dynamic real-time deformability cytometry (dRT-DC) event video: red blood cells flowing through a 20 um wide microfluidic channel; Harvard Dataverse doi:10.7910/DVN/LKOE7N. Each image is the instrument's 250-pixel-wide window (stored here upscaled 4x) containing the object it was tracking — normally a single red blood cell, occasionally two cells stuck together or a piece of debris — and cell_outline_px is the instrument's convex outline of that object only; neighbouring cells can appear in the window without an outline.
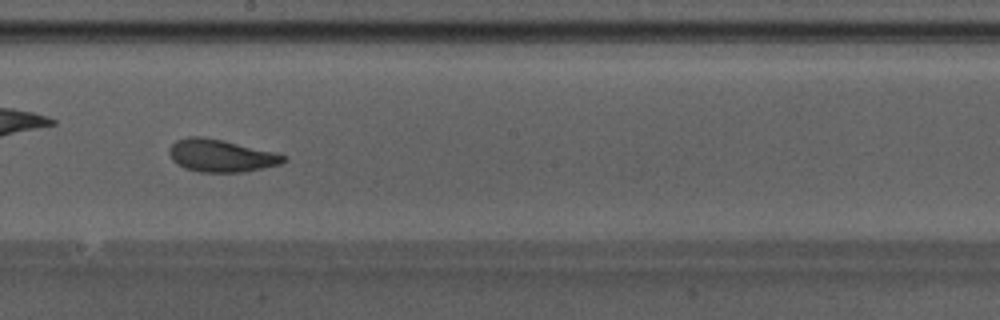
{"species": "Egyptian fruit bat (a non-hibernating species)", "species_latin": "Rousettus aegyptiacus", "temperature_condition": "warm", "stored_images_in_passage": 38, "camera_frame_rate_fps": 3000, "um_per_image_px": 0.085, "animal": {"sex": "male"}, "frame": {"image": 1, "passage_image": 17, "time_ms": 5.333, "image_size_px": [1000, 320], "cell_outline_px": [[288, 160], [280, 164], [244, 172], [200, 172], [184, 168], [176, 164], [172, 160], [168, 152], [168, 148], [176, 140], [188, 136], [200, 136], [224, 140], [276, 152], [288, 156]], "centroid_in_image_um": [18.78, 13.22], "position_along_channel_um": 229.4, "area_um2": 21.96}, "authors_computed_cell_mechanics": {"area_um2": 21.4438, "velocity_mm_per_s": 4.2284, "shape_relaxation_time_tau1_ms": 2.2248, "shape_relaxation_time_tau2_ms": 1.0761, "deformation_change_tau1": 0.1202, "deformation_change_tau2": 0.0576}}